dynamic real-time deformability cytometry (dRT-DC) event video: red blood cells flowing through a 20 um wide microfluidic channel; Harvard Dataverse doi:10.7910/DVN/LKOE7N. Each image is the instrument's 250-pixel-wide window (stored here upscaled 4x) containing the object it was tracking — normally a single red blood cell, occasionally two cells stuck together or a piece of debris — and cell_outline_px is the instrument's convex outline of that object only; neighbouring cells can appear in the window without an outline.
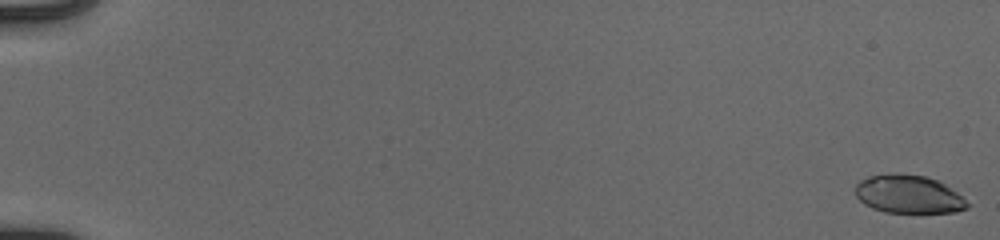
{"species": "human", "species_latin": "Homo sapiens", "temperature_condition": "cold", "stored_images_in_passage": 55, "camera_frame_rate_fps": 3000, "um_per_image_px": 0.085, "donor": {"sex": "male"}, "frame": {"image": 1, "passage_image": 1, "time_ms": 0.0, "image_size_px": [1000, 240], "cell_outline_px": [[968, 208], [956, 212], [884, 212], [872, 208], [864, 204], [856, 196], [856, 184], [860, 180], [868, 176], [896, 172], [924, 176], [936, 180], [944, 184], [956, 192], [968, 204]], "centroid_in_image_um": [77.18, 16.5], "position_along_channel_um": 7.8, "area_um2": 24.8}}
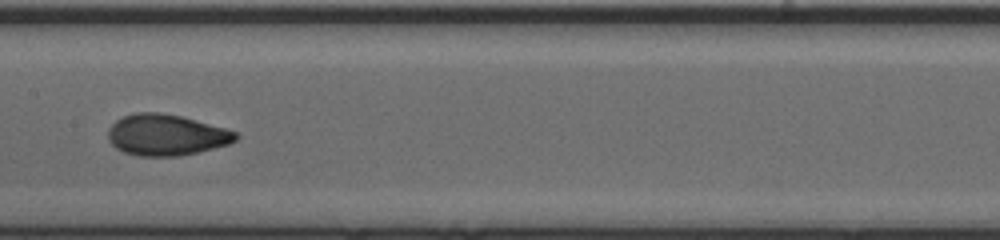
{"frame": {"image": 2, "passage_image": 31, "time_ms": 10.0, "image_size_px": [1000, 240], "cell_outline_px": [[240, 136], [236, 140], [228, 144], [196, 152], [176, 156], [140, 156], [124, 152], [116, 148], [108, 140], [108, 128], [116, 120], [124, 116], [136, 112], [160, 112], [180, 116], [196, 120], [224, 128], [236, 132]], "centroid_in_image_um": [14.1, 11.46], "position_along_channel_um": 193.3, "area_um2": 30.4}}
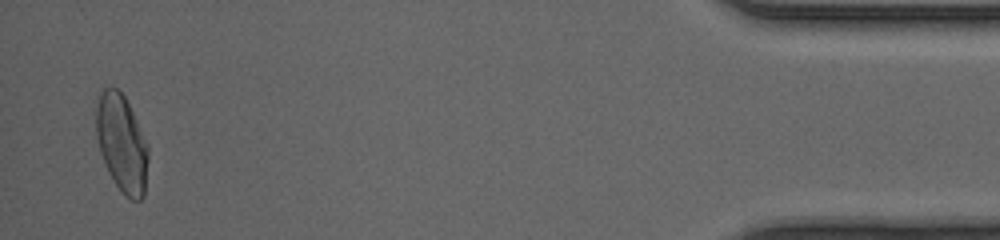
{"frame": {"image": 3, "passage_image": 54, "time_ms": 17.667, "image_size_px": [1000, 240], "cell_outline_px": [[148, 160], [144, 196], [140, 200], [132, 200], [124, 196], [108, 172], [100, 152], [96, 136], [96, 96], [104, 88], [116, 88], [124, 96], [136, 120], [148, 148]], "centroid_in_image_um": [10.32, 12.19], "position_along_channel_um": 424.9, "area_um2": 29.42}, "authors_computed_cell_mechanics": {"area_um2": 28.9578, "velocity_mm_per_s": 3.9597, "shape_relaxation_time_tau1_ms": 4.0211, "shape_relaxation_time_tau2_ms": 0.8611, "deformation_change_tau1": 0.1928, "deformation_change_tau2": 0.057}}